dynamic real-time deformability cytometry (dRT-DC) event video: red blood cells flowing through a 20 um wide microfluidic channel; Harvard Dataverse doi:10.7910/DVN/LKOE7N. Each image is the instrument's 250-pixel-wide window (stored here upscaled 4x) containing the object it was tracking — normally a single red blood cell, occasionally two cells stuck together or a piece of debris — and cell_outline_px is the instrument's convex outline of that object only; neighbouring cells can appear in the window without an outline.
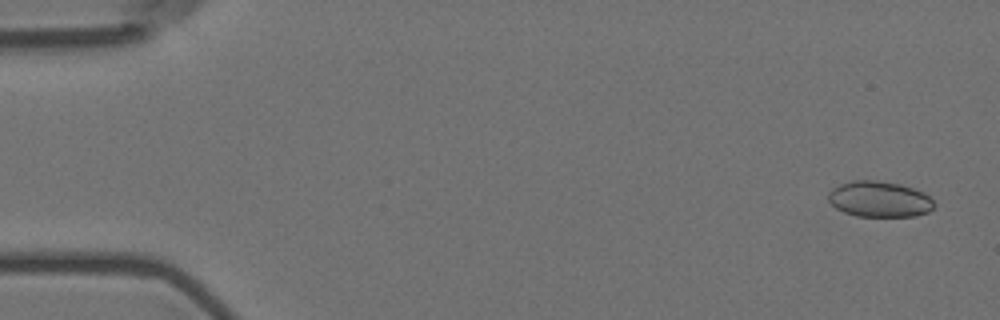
{"species": "Egyptian fruit bat (a non-hibernating species)", "species_latin": "Rousettus aegyptiacus", "temperature_condition": "room temperature", "stored_images_in_passage": 5, "camera_frame_rate_fps": 3000, "um_per_image_px": 0.085, "animal": {"sex": "female"}, "frame": {"image": 1, "passage_image": 1, "time_ms": 0.0, "image_size_px": [1000, 320], "cell_outline_px": [[936, 204], [928, 212], [916, 216], [856, 216], [844, 212], [836, 208], [828, 200], [828, 192], [832, 188], [840, 184], [852, 180], [876, 180], [900, 184], [924, 192]], "centroid_in_image_um": [74.74, 16.92], "position_along_channel_um": 10.3, "area_um2": 22.14}}
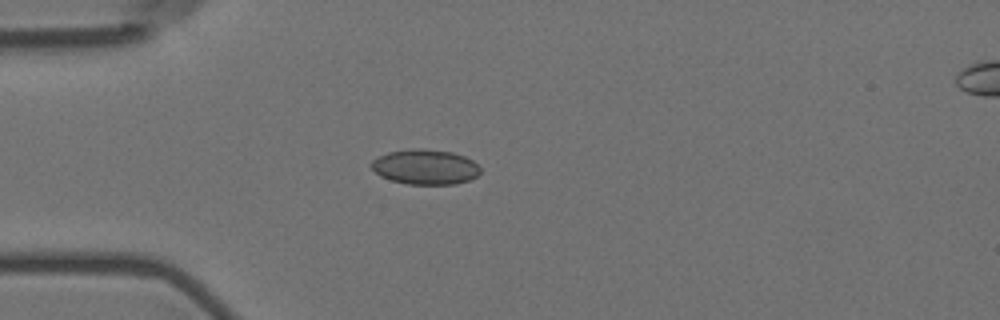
{"frame": {"image": 2, "passage_image": 4, "time_ms": 1.0, "image_size_px": [1000, 320], "cell_outline_px": [[480, 172], [476, 176], [468, 180], [456, 184], [408, 184], [392, 180], [380, 176], [372, 168], [372, 160], [388, 152], [412, 148], [424, 148], [452, 152], [464, 156], [472, 160], [480, 168]], "centroid_in_image_um": [36.15, 14.18], "position_along_channel_um": 48.8, "area_um2": 22.14}}